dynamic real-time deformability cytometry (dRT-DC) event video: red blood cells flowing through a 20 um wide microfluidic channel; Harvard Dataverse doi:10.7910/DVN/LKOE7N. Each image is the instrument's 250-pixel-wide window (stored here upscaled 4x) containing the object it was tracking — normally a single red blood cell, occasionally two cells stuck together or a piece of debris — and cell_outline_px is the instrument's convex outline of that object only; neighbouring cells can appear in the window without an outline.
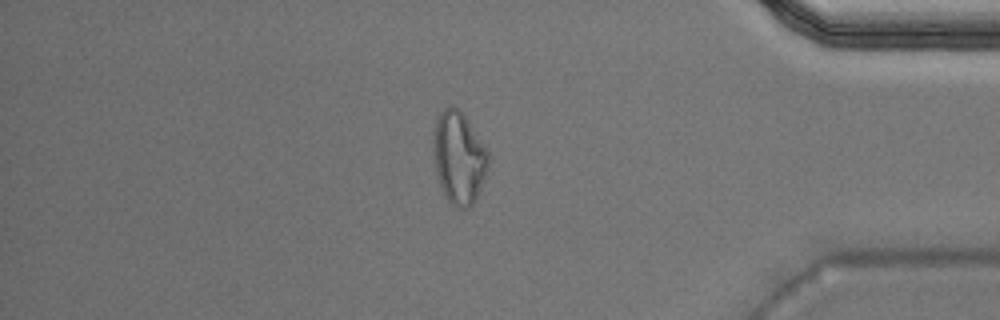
{"species": "Egyptian fruit bat (a non-hibernating species)", "species_latin": "Rousettus aegyptiacus", "temperature_condition": "warm", "stored_images_in_passage": 50, "camera_frame_rate_fps": 3000, "um_per_image_px": 0.085, "animal": {"sex": "male"}, "frame": {"image": 1, "passage_image": 43, "time_ms": 14.0, "image_size_px": [1000, 320], "cell_outline_px": [[488, 168], [476, 196], [472, 204], [468, 208], [456, 208], [448, 200], [440, 184], [436, 172], [432, 152], [432, 132], [436, 120], [440, 112], [444, 108], [456, 108], [464, 116], [488, 152]], "centroid_in_image_um": [38.96, 13.41], "position_along_channel_um": 396.2, "area_um2": 29.02}}
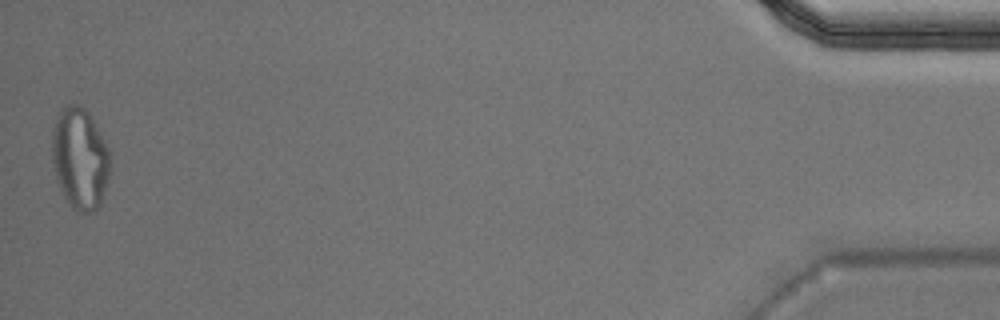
{"frame": {"image": 2, "passage_image": 50, "time_ms": 16.333, "image_size_px": [1000, 320], "cell_outline_px": [[112, 164], [108, 180], [100, 204], [96, 212], [76, 212], [72, 208], [64, 196], [60, 188], [56, 176], [52, 160], [52, 136], [56, 120], [60, 112], [68, 104], [80, 104], [92, 116], [112, 152]], "centroid_in_image_um": [6.85, 13.48], "position_along_channel_um": 428.4, "area_um2": 34.91}, "authors_computed_cell_mechanics": {"area_um2": 21.0392, "velocity_mm_per_s": 4.0231, "shape_relaxation_time_tau1_ms": null, "shape_relaxation_time_tau2_ms": 3.0809, "deformation_change_tau1": null, "deformation_change_tau2": 0.126}}